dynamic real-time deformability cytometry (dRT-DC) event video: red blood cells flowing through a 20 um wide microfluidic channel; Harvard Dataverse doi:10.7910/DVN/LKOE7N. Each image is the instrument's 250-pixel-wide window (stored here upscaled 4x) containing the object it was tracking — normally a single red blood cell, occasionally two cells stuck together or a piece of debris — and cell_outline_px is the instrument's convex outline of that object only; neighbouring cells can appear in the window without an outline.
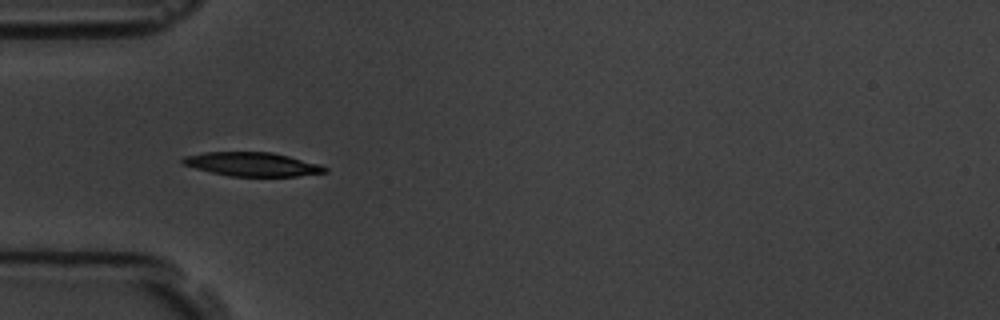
{"species": "common noctule bat (a hibernating species)", "species_latin": "Nyctalus noctula", "temperature_condition": "room temperature", "stored_images_in_passage": 7, "camera_frame_rate_fps": 3000, "um_per_image_px": 0.085, "animal": {"sex": "male", "body_mass_g": 19.5, "forearm_length_mm": 54.6}, "frame": {"image": 1, "passage_image": 6, "time_ms": 5.667, "image_size_px": [1000, 320], "cell_outline_px": [[328, 172], [296, 176], [232, 176], [212, 172], [196, 168], [184, 164], [180, 160], [184, 156], [204, 152], [272, 152], [320, 164], [328, 168]], "centroid_in_image_um": [21.47, 13.95], "position_along_channel_um": 63.5, "area_um2": 19.59}}
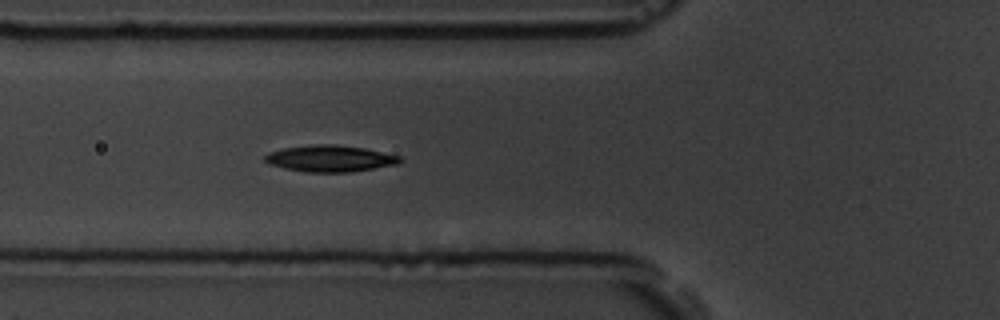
{"frame": {"image": 2, "passage_image": 7, "time_ms": 6.667, "image_size_px": [1000, 320], "cell_outline_px": [[404, 160], [400, 164], [352, 172], [308, 172], [284, 168], [272, 164], [264, 160], [264, 156], [268, 152], [284, 148], [312, 144], [336, 144], [364, 148], [400, 156]], "centroid_in_image_um": [28.1, 13.47], "position_along_channel_um": 97.7, "area_um2": 20.92}}